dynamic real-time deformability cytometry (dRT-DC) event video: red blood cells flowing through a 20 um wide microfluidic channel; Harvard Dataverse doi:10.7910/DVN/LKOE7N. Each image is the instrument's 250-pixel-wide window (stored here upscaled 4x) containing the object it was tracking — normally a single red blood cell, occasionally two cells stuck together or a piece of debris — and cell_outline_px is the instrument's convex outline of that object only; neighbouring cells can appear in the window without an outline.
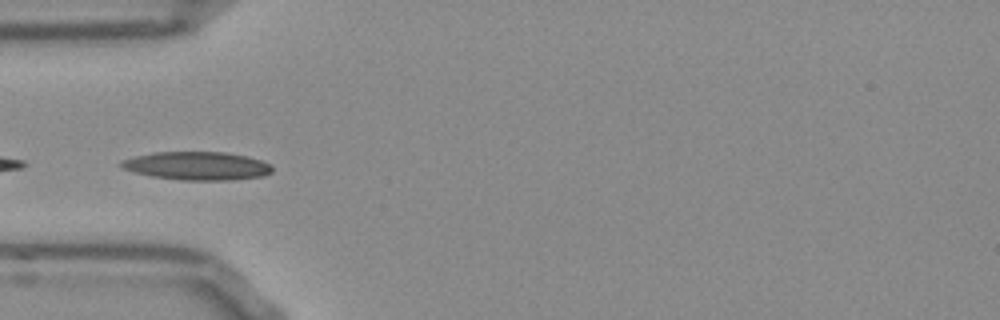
{"species": "Egyptian fruit bat (a non-hibernating species)", "species_latin": "Rousettus aegyptiacus", "temperature_condition": "room temperature", "stored_images_in_passage": 32, "camera_frame_rate_fps": 3000, "um_per_image_px": 0.085, "frame": {"image": 1, "passage_image": 15, "time_ms": 4.667, "image_size_px": [1000, 320], "cell_outline_px": [[272, 172], [264, 176], [232, 180], [180, 180], [152, 176], [136, 172], [124, 168], [120, 164], [120, 160], [152, 152], [224, 152], [248, 156], [272, 164]], "centroid_in_image_um": [16.8, 14.09], "position_along_channel_um": 68.2, "area_um2": 24.91}}
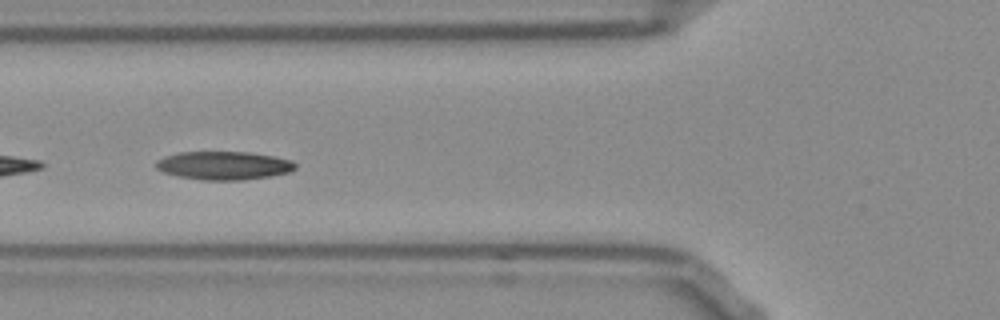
{"frame": {"image": 2, "passage_image": 18, "time_ms": 5.667, "image_size_px": [1000, 320], "cell_outline_px": [[296, 168], [292, 172], [272, 176], [244, 180], [200, 180], [180, 176], [164, 172], [156, 168], [156, 160], [164, 156], [180, 152], [248, 152], [272, 156], [292, 160], [296, 164]], "centroid_in_image_um": [19.05, 14.07], "position_along_channel_um": 106.7, "area_um2": 23.12}}
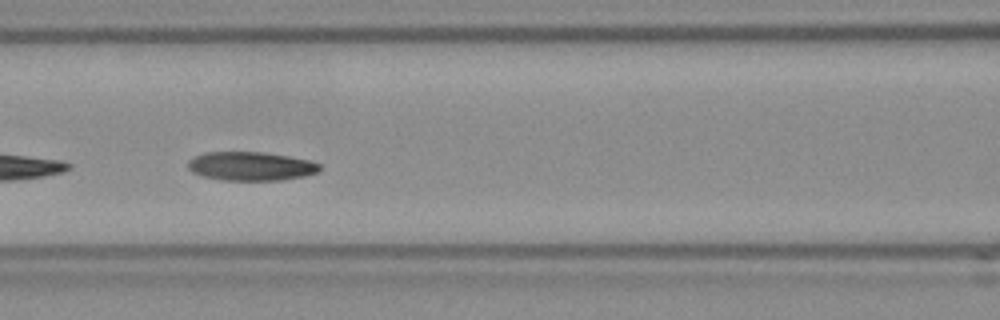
{"frame": {"image": 3, "passage_image": 21, "time_ms": 6.667, "image_size_px": [1000, 320], "cell_outline_px": [[320, 172], [304, 176], [284, 180], [220, 180], [204, 176], [192, 172], [188, 168], [188, 160], [204, 152], [260, 152], [288, 156], [308, 160], [320, 164]], "centroid_in_image_um": [21.33, 14.13], "position_along_channel_um": 145.3, "area_um2": 22.08}}